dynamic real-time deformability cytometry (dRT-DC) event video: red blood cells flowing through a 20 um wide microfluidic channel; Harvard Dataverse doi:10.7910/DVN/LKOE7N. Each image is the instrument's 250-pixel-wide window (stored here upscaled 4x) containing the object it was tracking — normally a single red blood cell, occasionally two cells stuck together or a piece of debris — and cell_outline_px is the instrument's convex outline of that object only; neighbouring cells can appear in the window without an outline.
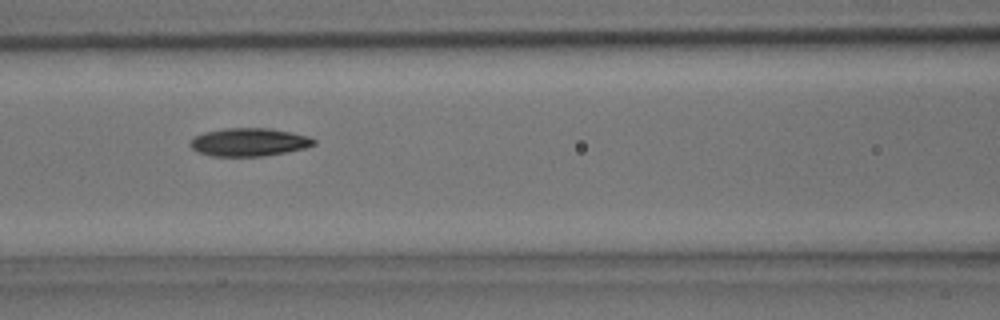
{"species": "common noctule bat (a hibernating species)", "species_latin": "Nyctalus noctula", "temperature_condition": "room temperature", "stored_images_in_passage": 6, "camera_frame_rate_fps": 3000, "um_per_image_px": 0.085, "animal": {"sex": "male", "body_mass_g": 15.6}, "frame": {"image": 1, "passage_image": 5, "time_ms": 1.333, "image_size_px": [1000, 320], "cell_outline_px": [[316, 144], [304, 148], [264, 156], [212, 156], [196, 152], [188, 144], [196, 136], [204, 132], [224, 128], [272, 128], [308, 136], [316, 140]], "centroid_in_image_um": [21.15, 12.08], "position_along_channel_um": 145.4, "area_um2": 20.23}}